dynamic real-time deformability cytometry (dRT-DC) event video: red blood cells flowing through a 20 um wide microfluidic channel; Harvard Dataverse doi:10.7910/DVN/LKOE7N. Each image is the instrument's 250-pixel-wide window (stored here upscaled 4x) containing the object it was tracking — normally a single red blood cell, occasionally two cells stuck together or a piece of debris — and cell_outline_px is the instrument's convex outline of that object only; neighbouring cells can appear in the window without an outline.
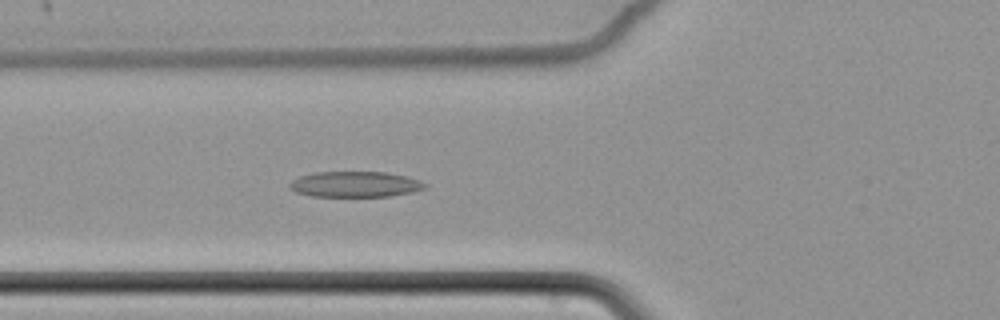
{"species": "common noctule bat (a hibernating species)", "species_latin": "Nyctalus noctula", "temperature_condition": "cold", "stored_images_in_passage": 66, "camera_frame_rate_fps": 3000, "um_per_image_px": 0.085, "animal": {"sex": "female", "body_mass_g": 22.7, "forearm_length_mm": 54.2}, "frame": {"image": 1, "passage_image": 28, "time_ms": 9.0, "image_size_px": [1000, 320], "cell_outline_px": [[428, 188], [412, 192], [388, 196], [312, 196], [296, 192], [288, 188], [288, 184], [292, 180], [300, 176], [312, 172], [388, 172], [420, 180], [428, 184]], "centroid_in_image_um": [30.19, 15.66], "position_along_channel_um": 95.6, "area_um2": 20.35}}
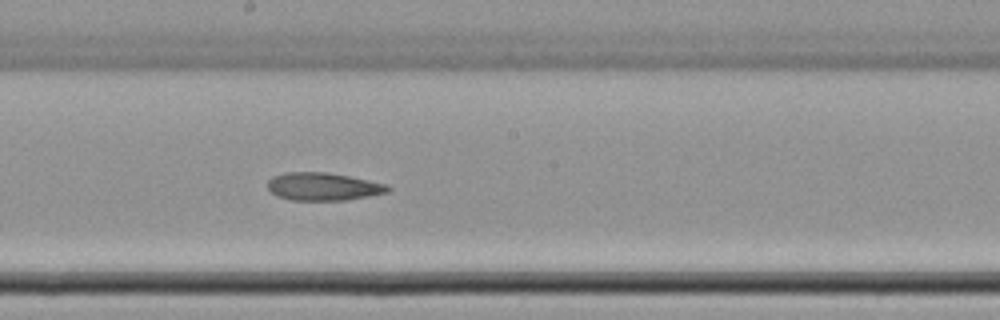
{"frame": {"image": 2, "passage_image": 39, "time_ms": 12.667, "image_size_px": [1000, 320], "cell_outline_px": [[392, 188], [388, 192], [348, 200], [292, 200], [276, 196], [268, 188], [268, 180], [272, 176], [284, 172], [328, 172], [388, 184]], "centroid_in_image_um": [27.47, 15.85], "position_along_channel_um": 220.7, "area_um2": 19.59}}
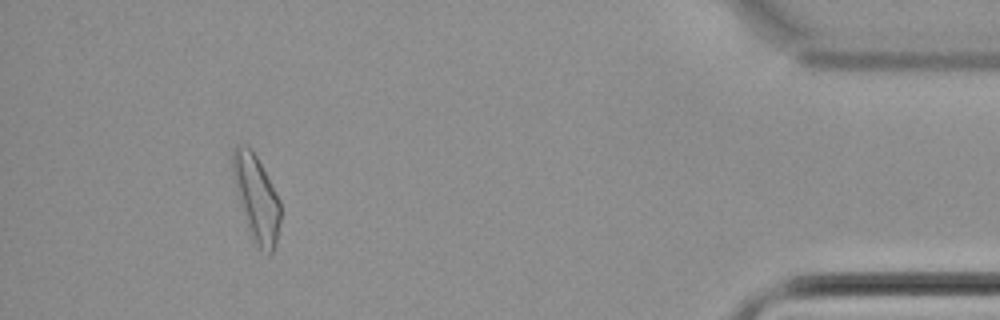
{"frame": {"image": 3, "passage_image": 61, "time_ms": 20.0, "image_size_px": [1000, 320], "cell_outline_px": [[280, 220], [276, 244], [272, 252], [268, 256], [252, 240], [236, 192], [232, 172], [232, 152], [236, 144], [244, 144], [256, 156], [280, 200]], "centroid_in_image_um": [21.79, 16.86], "position_along_channel_um": 413.4, "area_um2": 23.64}, "authors_computed_cell_mechanics": {"area_um2": 21.9062, "velocity_mm_per_s": 3.4209, "shape_relaxation_time_tau1_ms": 6.6813, "shape_relaxation_time_tau2_ms": null, "deformation_change_tau1": 0.1323, "deformation_change_tau2": null}}